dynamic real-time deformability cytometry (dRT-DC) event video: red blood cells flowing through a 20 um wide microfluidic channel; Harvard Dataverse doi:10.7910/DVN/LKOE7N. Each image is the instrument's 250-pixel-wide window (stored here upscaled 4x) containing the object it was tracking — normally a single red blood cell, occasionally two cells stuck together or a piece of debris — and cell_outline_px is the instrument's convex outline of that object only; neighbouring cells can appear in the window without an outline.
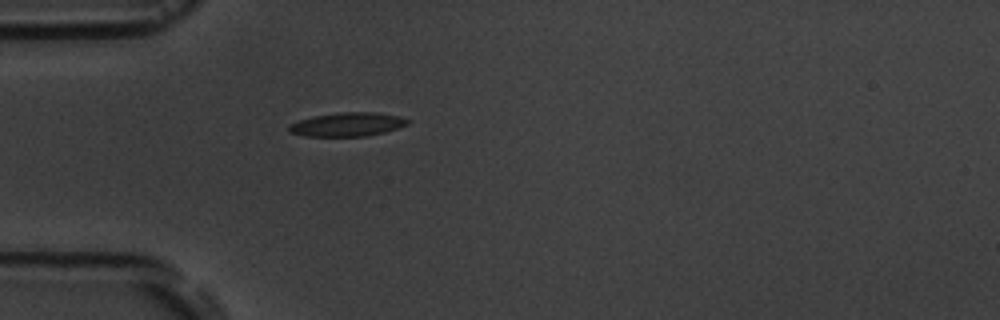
{"species": "common noctule bat (a hibernating species)", "species_latin": "Nyctalus noctula", "temperature_condition": "room temperature", "stored_images_in_passage": 1, "camera_frame_rate_fps": 3000, "um_per_image_px": 0.085, "animal": {"sex": "male", "body_mass_g": 19.5, "forearm_length_mm": 54.6}, "frame": {"image": 1, "passage_image": 1, "time_ms": 0.0, "image_size_px": [1000, 320], "cell_outline_px": [[412, 120], [408, 124], [384, 132], [364, 136], [304, 136], [288, 132], [288, 124], [312, 116], [340, 112], [376, 112], [400, 116]], "centroid_in_image_um": [29.51, 10.57], "position_along_channel_um": 55.5, "area_um2": 16.53}}